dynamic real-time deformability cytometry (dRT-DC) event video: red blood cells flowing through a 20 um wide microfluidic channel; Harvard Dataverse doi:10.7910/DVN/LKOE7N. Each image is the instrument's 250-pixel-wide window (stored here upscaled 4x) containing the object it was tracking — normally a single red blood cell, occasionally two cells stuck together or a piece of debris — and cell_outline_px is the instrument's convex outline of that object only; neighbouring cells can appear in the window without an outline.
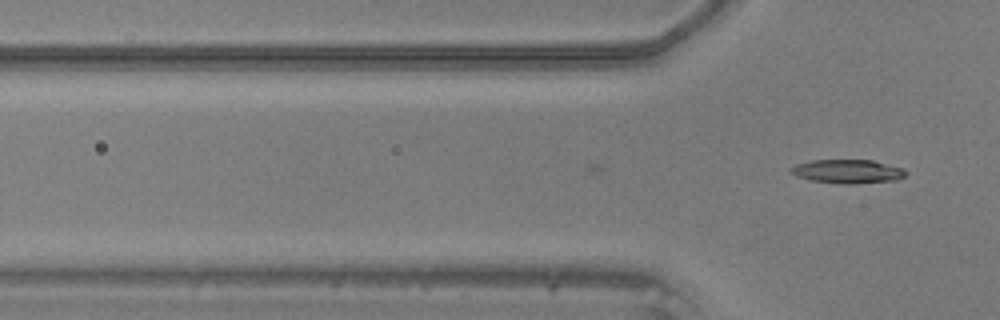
{"species": "common noctule bat (a hibernating species)", "species_latin": "Nyctalus noctula", "temperature_condition": "warm", "stored_images_in_passage": 3, "camera_frame_rate_fps": 3000, "um_per_image_px": 0.085, "animal": {"sex": "male", "body_mass_g": 20.5, "forearm_length_mm": 52.5}, "frame": {"image": 1, "passage_image": 3, "time_ms": 0.667, "image_size_px": [1000, 320], "cell_outline_px": [[908, 172], [904, 176], [896, 180], [856, 184], [840, 184], [812, 180], [796, 176], [788, 168], [796, 164], [812, 160], [872, 160], [904, 168]], "centroid_in_image_um": [72.07, 14.57], "position_along_channel_um": 53.7, "area_um2": 16.01}}